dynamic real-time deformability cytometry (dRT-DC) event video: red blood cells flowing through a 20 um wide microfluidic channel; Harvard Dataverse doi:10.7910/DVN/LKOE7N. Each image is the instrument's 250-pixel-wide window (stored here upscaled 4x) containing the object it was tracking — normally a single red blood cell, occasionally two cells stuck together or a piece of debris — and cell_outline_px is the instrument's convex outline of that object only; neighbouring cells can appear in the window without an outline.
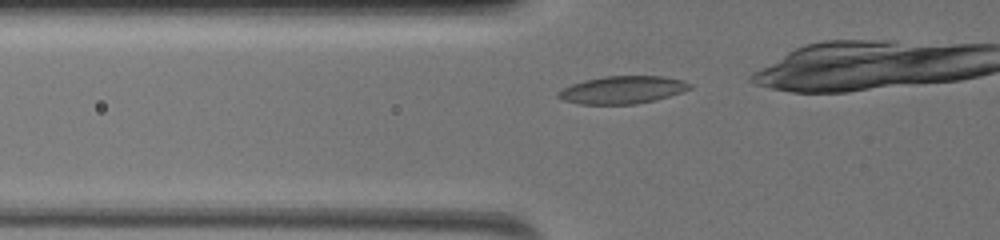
{"species": "common noctule bat (a hibernating species)", "species_latin": "Nyctalus noctula", "temperature_condition": "warm", "stored_images_in_passage": 32, "camera_frame_rate_fps": 3000, "um_per_image_px": 0.085, "animal": {"sex": "female", "body_mass_g": 19.5, "forearm_length_mm": 54.1}, "frame": {"image": 1, "passage_image": 6, "time_ms": 1.667, "image_size_px": [1000, 240], "cell_outline_px": [[692, 88], [656, 100], [636, 104], [580, 104], [564, 100], [556, 96], [556, 92], [572, 84], [584, 80], [604, 76], [664, 76], [684, 80], [692, 84]], "centroid_in_image_um": [52.92, 7.63], "position_along_channel_um": 72.9, "area_um2": 21.21}}
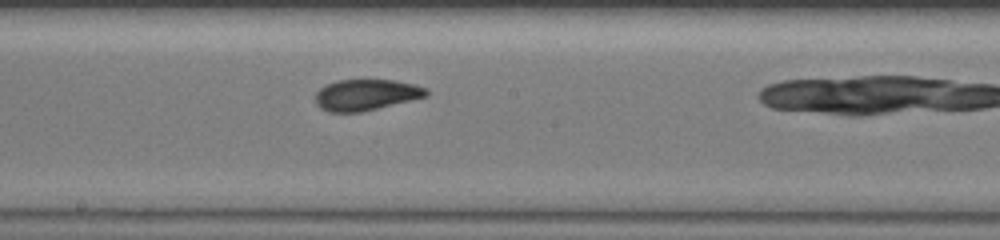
{"frame": {"image": 2, "passage_image": 18, "time_ms": 5.667, "image_size_px": [1000, 240], "cell_outline_px": [[428, 96], [360, 112], [328, 112], [320, 108], [316, 104], [316, 92], [324, 84], [336, 80], [396, 80], [416, 84], [428, 88]], "centroid_in_image_um": [31.11, 8.05], "position_along_channel_um": 217.1, "area_um2": 20.23}}
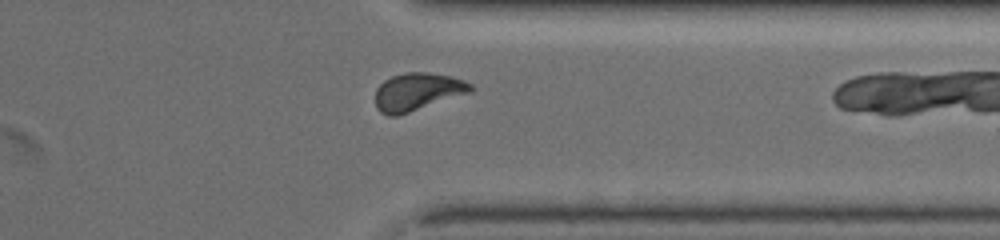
{"frame": {"image": 3, "passage_image": 31, "time_ms": 10.0, "image_size_px": [1000, 240], "cell_outline_px": [[472, 92], [396, 116], [388, 116], [380, 112], [376, 108], [376, 88], [384, 80], [392, 76], [408, 72], [428, 72], [452, 76], [464, 80], [472, 84]], "centroid_in_image_um": [35.48, 7.79], "position_along_channel_um": 375.9, "area_um2": 20.92}}